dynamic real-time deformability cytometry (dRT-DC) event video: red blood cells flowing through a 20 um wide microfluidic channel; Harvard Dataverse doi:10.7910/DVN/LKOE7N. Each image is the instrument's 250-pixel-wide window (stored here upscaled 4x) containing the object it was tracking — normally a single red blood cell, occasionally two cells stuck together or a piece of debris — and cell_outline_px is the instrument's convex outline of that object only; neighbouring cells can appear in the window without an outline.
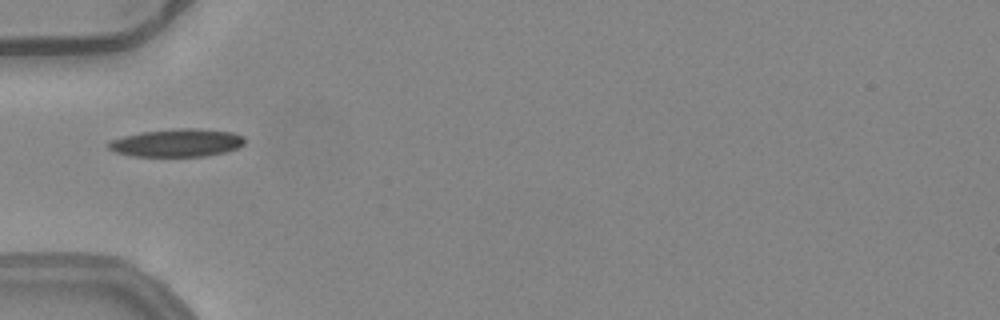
{"species": "common noctule bat (a hibernating species)", "species_latin": "Nyctalus noctula", "temperature_condition": "warm", "stored_images_in_passage": 4, "camera_frame_rate_fps": 3000, "um_per_image_px": 0.085, "animal": {"sex": "female", "body_mass_g": 24.6, "forearm_length_mm": 56.2}, "frame": {"image": 1, "passage_image": 1, "time_ms": 0.0, "image_size_px": [1000, 320], "cell_outline_px": [[244, 144], [236, 148], [224, 152], [204, 156], [132, 156], [116, 152], [108, 148], [108, 144], [112, 140], [124, 136], [140, 132], [180, 128], [196, 128], [232, 132], [244, 136]], "centroid_in_image_um": [15.05, 12.13], "position_along_channel_um": 69.9, "area_um2": 21.96}}